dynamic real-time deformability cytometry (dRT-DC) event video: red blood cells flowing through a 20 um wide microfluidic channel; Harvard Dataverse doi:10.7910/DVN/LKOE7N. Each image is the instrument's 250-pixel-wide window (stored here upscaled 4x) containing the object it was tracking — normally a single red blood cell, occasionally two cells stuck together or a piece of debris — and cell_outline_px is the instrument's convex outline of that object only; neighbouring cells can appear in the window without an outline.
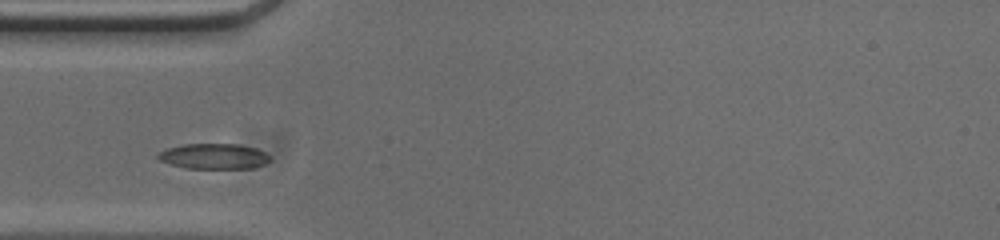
{"species": "common noctule bat (a hibernating species)", "species_latin": "Nyctalus noctula", "temperature_condition": "cold", "stored_images_in_passage": 37, "camera_frame_rate_fps": 3000, "um_per_image_px": 0.085, "animal": {"sex": "male", "body_mass_g": 20.0, "forearm_length_mm": 53.3}, "frame": {"image": 1, "passage_image": 5, "time_ms": 1.333, "image_size_px": [1000, 240], "cell_outline_px": [[268, 160], [264, 164], [252, 168], [184, 168], [160, 160], [156, 156], [160, 152], [168, 148], [184, 144], [236, 144], [256, 148], [264, 152], [268, 156]], "centroid_in_image_um": [18.16, 13.28], "position_along_channel_um": 66.8, "area_um2": 16.3}}
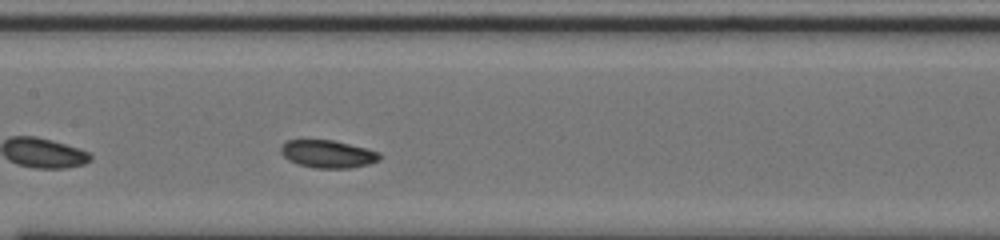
{"frame": {"image": 2, "passage_image": 14, "time_ms": 4.333, "image_size_px": [1000, 240], "cell_outline_px": [[380, 160], [368, 164], [348, 168], [316, 168], [300, 164], [288, 160], [280, 152], [280, 148], [288, 140], [332, 140], [380, 152]], "centroid_in_image_um": [27.86, 13.09], "position_along_channel_um": 179.5, "area_um2": 15.66}}
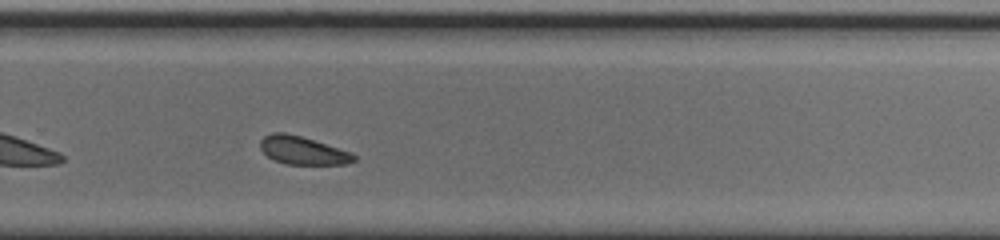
{"frame": {"image": 3, "passage_image": 24, "time_ms": 7.667, "image_size_px": [1000, 240], "cell_outline_px": [[356, 160], [348, 164], [284, 164], [268, 156], [260, 148], [260, 140], [264, 136], [272, 132], [284, 132], [300, 136], [352, 152], [356, 156]], "centroid_in_image_um": [25.74, 12.79], "position_along_channel_um": 304.1, "area_um2": 15.26}, "authors_computed_cell_mechanics": {"area_um2": 16.2418, "velocity_mm_per_s": 3.7449, "shape_relaxation_time_tau1_ms": 11.0894, "shape_relaxation_time_tau2_ms": null, "deformation_change_tau1": 0.2387, "deformation_change_tau2": null}}